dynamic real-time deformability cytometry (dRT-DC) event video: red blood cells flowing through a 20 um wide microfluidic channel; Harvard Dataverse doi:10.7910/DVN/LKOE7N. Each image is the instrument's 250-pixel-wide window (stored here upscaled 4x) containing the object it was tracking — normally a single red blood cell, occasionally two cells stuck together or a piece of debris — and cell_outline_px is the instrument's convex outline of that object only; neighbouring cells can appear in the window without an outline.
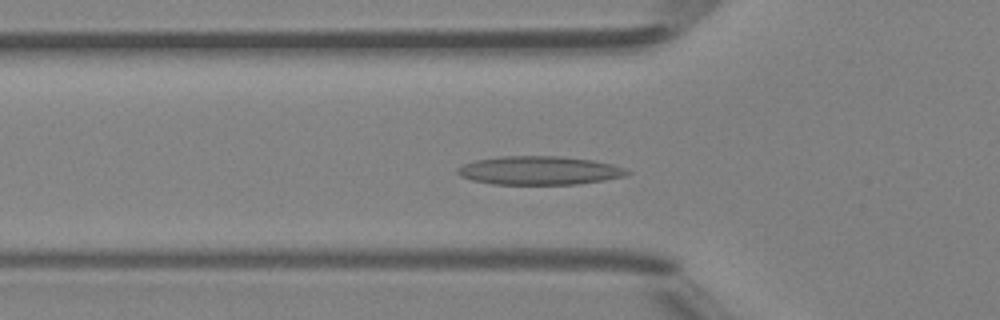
{"species": "Egyptian fruit bat (a non-hibernating species)", "species_latin": "Rousettus aegyptiacus", "temperature_condition": "room temperature", "stored_images_in_passage": 40, "camera_frame_rate_fps": 3000, "um_per_image_px": 0.085, "animal": {"sex": "female"}, "frame": {"image": 1, "passage_image": 15, "time_ms": 4.667, "image_size_px": [1000, 320], "cell_outline_px": [[632, 172], [624, 176], [604, 180], [576, 184], [492, 184], [472, 180], [460, 176], [456, 172], [456, 168], [464, 164], [476, 160], [500, 156], [560, 156], [592, 160], [612, 164], [624, 168]], "centroid_in_image_um": [45.82, 14.49], "position_along_channel_um": 80.0, "area_um2": 28.21}}
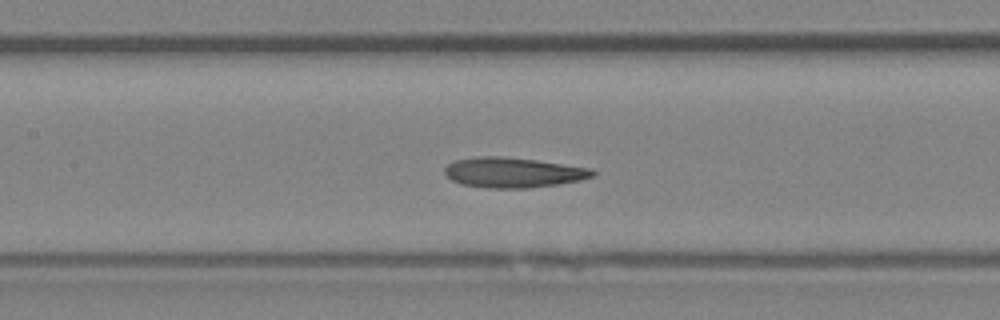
{"frame": {"image": 2, "passage_image": 21, "time_ms": 6.667, "image_size_px": [1000, 320], "cell_outline_px": [[596, 176], [580, 180], [556, 184], [528, 188], [488, 188], [460, 184], [452, 180], [444, 172], [444, 168], [448, 164], [456, 160], [476, 156], [504, 156], [536, 160], [592, 168], [596, 172]], "centroid_in_image_um": [43.62, 14.66], "position_along_channel_um": 163.8, "area_um2": 26.07}}
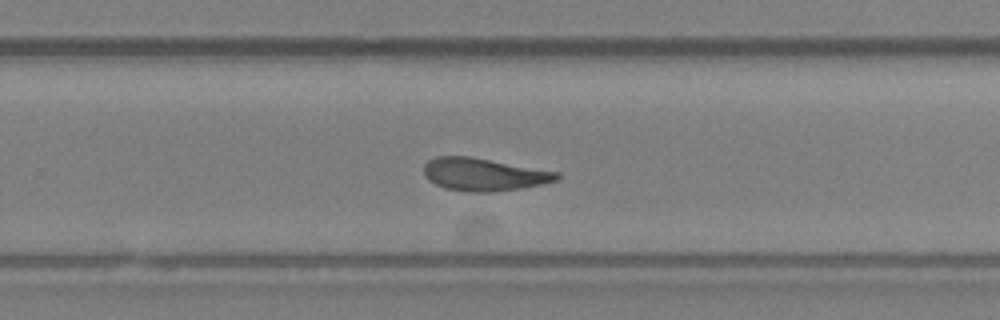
{"frame": {"image": 3, "passage_image": 30, "time_ms": 9.667, "image_size_px": [1000, 320], "cell_outline_px": [[560, 176], [556, 180], [540, 184], [520, 188], [492, 192], [464, 192], [444, 188], [428, 180], [424, 176], [424, 164], [428, 160], [436, 156], [468, 156], [560, 172]], "centroid_in_image_um": [41.08, 14.83], "position_along_channel_um": 288.7, "area_um2": 25.32}, "authors_computed_cell_mechanics": {"area_um2": 26.1545, "velocity_mm_per_s": 4.1799, "shape_relaxation_time_tau1_ms": 4.7667, "shape_relaxation_time_tau2_ms": 2.2317, "deformation_change_tau1": 0.1458, "deformation_change_tau2": 0.0961}}